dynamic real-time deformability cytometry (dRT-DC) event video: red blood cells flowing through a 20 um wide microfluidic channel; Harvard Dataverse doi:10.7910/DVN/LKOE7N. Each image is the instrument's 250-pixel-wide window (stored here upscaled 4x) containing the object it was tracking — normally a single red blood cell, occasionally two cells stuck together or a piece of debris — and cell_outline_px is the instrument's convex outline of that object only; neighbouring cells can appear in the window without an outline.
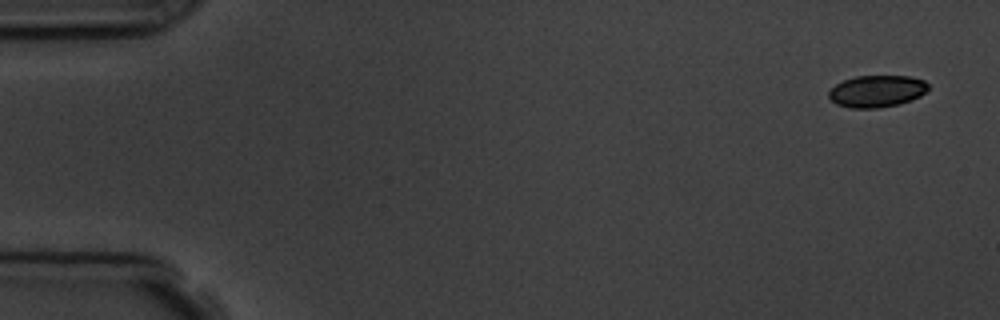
{"species": "common noctule bat (a hibernating species)", "species_latin": "Nyctalus noctula", "temperature_condition": "room temperature", "stored_images_in_passage": 10, "camera_frame_rate_fps": 3000, "um_per_image_px": 0.085, "animal": {"sex": "male", "body_mass_g": 19.5, "forearm_length_mm": 54.6}, "frame": {"image": 1, "passage_image": 1, "time_ms": 0.0, "image_size_px": [1000, 320], "cell_outline_px": [[928, 88], [920, 96], [912, 100], [900, 104], [876, 108], [852, 108], [836, 104], [828, 96], [828, 92], [836, 84], [844, 80], [856, 76], [908, 76], [924, 80], [928, 84]], "centroid_in_image_um": [74.53, 7.75], "position_along_channel_um": 10.5, "area_um2": 18.44}}
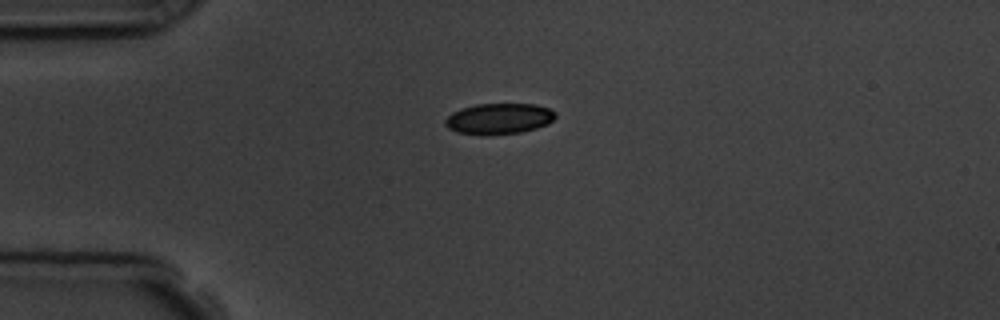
{"frame": {"image": 2, "passage_image": 4, "time_ms": 3.667, "image_size_px": [1000, 320], "cell_outline_px": [[556, 116], [548, 124], [536, 128], [520, 132], [488, 136], [480, 136], [456, 132], [448, 128], [444, 124], [444, 120], [452, 112], [460, 108], [476, 104], [536, 104], [548, 108], [556, 112]], "centroid_in_image_um": [42.37, 10.1], "position_along_channel_um": 42.6, "area_um2": 20.17}}
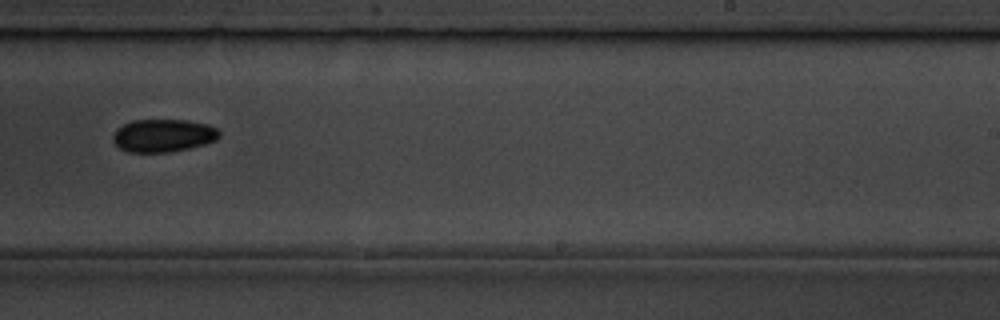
{"frame": {"image": 3, "passage_image": 10, "time_ms": 10.333, "image_size_px": [1000, 320], "cell_outline_px": [[220, 136], [216, 140], [204, 144], [172, 152], [128, 152], [120, 148], [112, 140], [112, 136], [116, 128], [132, 120], [188, 120], [208, 124], [216, 128], [220, 132]], "centroid_in_image_um": [13.86, 11.51], "position_along_channel_um": 275.1, "area_um2": 20.46}}